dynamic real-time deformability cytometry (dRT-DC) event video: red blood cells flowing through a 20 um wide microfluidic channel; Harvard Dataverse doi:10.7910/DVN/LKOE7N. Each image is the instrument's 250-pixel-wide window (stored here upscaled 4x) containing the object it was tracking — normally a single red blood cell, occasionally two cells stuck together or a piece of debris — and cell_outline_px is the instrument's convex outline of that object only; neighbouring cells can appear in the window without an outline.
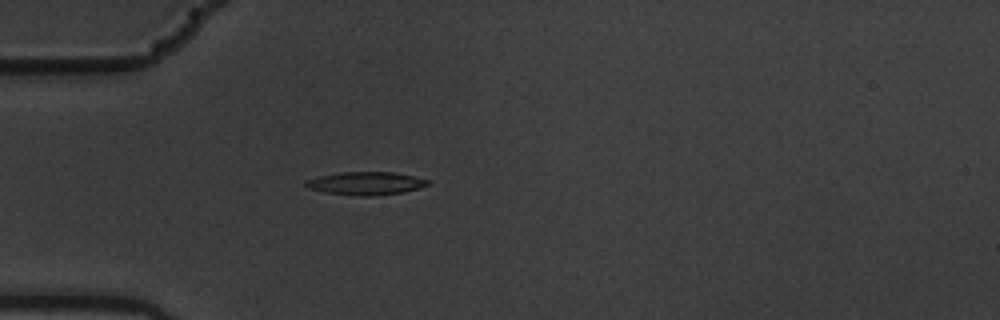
{"species": "common noctule bat (a hibernating species)", "species_latin": "Nyctalus noctula", "temperature_condition": "warm", "stored_images_in_passage": 3, "camera_frame_rate_fps": 3000, "um_per_image_px": 0.085, "animal": {"sex": "male", "body_mass_g": 19.5, "forearm_length_mm": 54.6}, "frame": {"image": 1, "passage_image": 3, "time_ms": 0.667, "image_size_px": [1000, 320], "cell_outline_px": [[428, 184], [420, 188], [404, 192], [376, 196], [360, 196], [328, 192], [308, 188], [304, 184], [304, 180], [320, 176], [340, 172], [392, 172], [412, 176], [428, 180]], "centroid_in_image_um": [31.08, 15.58], "position_along_channel_um": 53.9, "area_um2": 16.24}}